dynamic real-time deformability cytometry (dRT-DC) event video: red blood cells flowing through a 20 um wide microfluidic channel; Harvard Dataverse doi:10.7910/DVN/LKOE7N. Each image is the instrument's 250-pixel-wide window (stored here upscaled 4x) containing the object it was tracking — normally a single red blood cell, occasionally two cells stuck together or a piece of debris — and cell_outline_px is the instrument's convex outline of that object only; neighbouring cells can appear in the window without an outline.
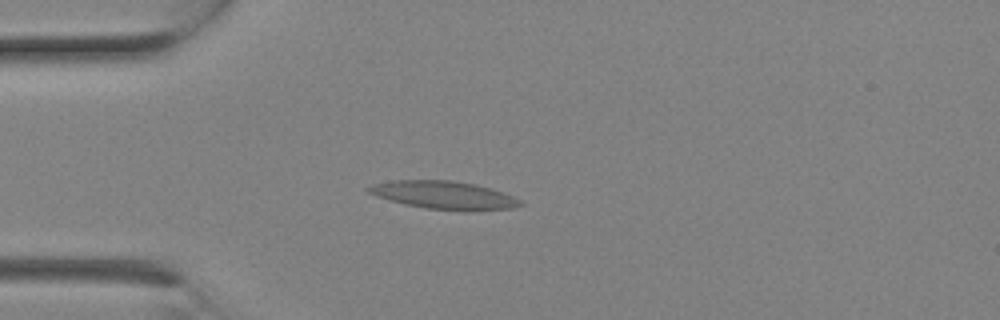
{"species": "Egyptian fruit bat (a non-hibernating species)", "species_latin": "Rousettus aegyptiacus", "temperature_condition": "room temperature", "stored_images_in_passage": 1, "camera_frame_rate_fps": 3000, "um_per_image_px": 0.085, "animal": {"sex": "female"}, "frame": {"image": 1, "passage_image": 1, "time_ms": 0.0, "image_size_px": [1000, 320], "cell_outline_px": [[524, 204], [512, 208], [472, 212], [424, 208], [404, 204], [376, 196], [368, 192], [364, 188], [372, 184], [392, 180], [452, 180], [476, 184], [492, 188], [504, 192], [524, 200]], "centroid_in_image_um": [37.8, 16.59], "position_along_channel_um": 47.2, "area_um2": 25.37}}